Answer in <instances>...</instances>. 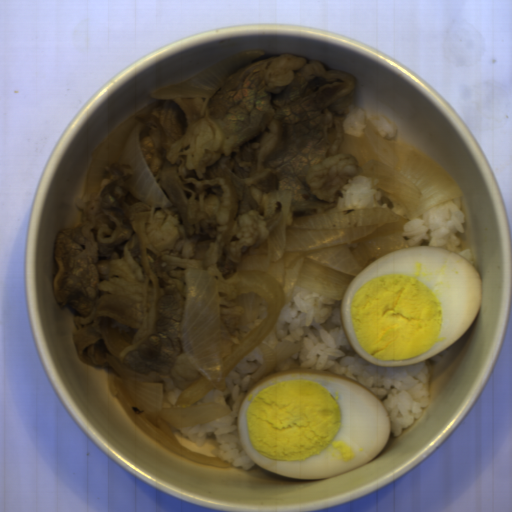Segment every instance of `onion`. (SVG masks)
<instances>
[{
	"label": "onion",
	"mask_w": 512,
	"mask_h": 512,
	"mask_svg": "<svg viewBox=\"0 0 512 512\" xmlns=\"http://www.w3.org/2000/svg\"><path fill=\"white\" fill-rule=\"evenodd\" d=\"M409 220L381 206L303 214L291 225L285 216L271 221L267 238L243 255L234 291L237 305L244 309L239 329H249L258 317L262 320L234 346L222 319L216 277L204 268L186 269L180 338L199 377L174 405H191L213 388L226 391L228 376L256 347L263 354V363L251 375L248 390L300 352L301 346L289 341L276 343L274 349L261 343L296 287L342 300L350 282L366 265L384 253L410 248L404 236Z\"/></svg>",
	"instance_id": "onion-1"
},
{
	"label": "onion",
	"mask_w": 512,
	"mask_h": 512,
	"mask_svg": "<svg viewBox=\"0 0 512 512\" xmlns=\"http://www.w3.org/2000/svg\"><path fill=\"white\" fill-rule=\"evenodd\" d=\"M363 134L343 132L337 154L357 160L361 172L378 179L394 203L417 217L439 203L463 197L455 179L433 158L415 147L382 137L368 118Z\"/></svg>",
	"instance_id": "onion-3"
},
{
	"label": "onion",
	"mask_w": 512,
	"mask_h": 512,
	"mask_svg": "<svg viewBox=\"0 0 512 512\" xmlns=\"http://www.w3.org/2000/svg\"><path fill=\"white\" fill-rule=\"evenodd\" d=\"M108 380L116 397L131 420L160 444L189 460L215 467L229 468L219 457H209L183 446L172 430L228 416L229 408L209 402L192 408H162L163 383L138 373L106 353Z\"/></svg>",
	"instance_id": "onion-4"
},
{
	"label": "onion",
	"mask_w": 512,
	"mask_h": 512,
	"mask_svg": "<svg viewBox=\"0 0 512 512\" xmlns=\"http://www.w3.org/2000/svg\"><path fill=\"white\" fill-rule=\"evenodd\" d=\"M262 56H266L264 50L240 51L187 79L153 91L152 103L121 122L92 151L86 174L85 196L98 194L106 166L127 164L132 166L134 173L124 185L134 198L154 208H172L173 204L153 176L139 142L151 112L162 101L176 98L210 99L231 74Z\"/></svg>",
	"instance_id": "onion-2"
}]
</instances>
